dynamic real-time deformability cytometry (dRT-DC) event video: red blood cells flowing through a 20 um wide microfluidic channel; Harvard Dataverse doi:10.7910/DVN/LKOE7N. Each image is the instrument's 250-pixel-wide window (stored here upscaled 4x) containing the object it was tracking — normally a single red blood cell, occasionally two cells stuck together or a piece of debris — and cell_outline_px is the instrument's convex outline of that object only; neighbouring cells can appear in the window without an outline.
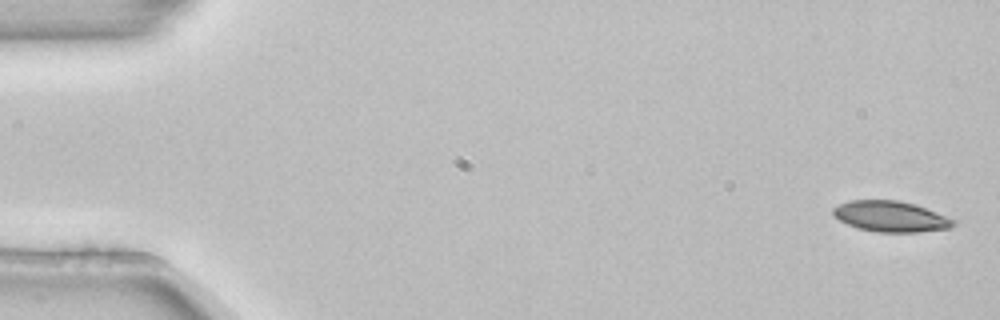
{"species": "common noctule bat (a hibernating species)", "species_latin": "Nyctalus noctula", "temperature_condition": "room temperature", "stored_images_in_passage": 3, "camera_frame_rate_fps": 3000, "um_per_image_px": 0.085, "animal": {"sex": "female", "body_mass_g": 22.7, "forearm_length_mm": 54.2}, "frame": {"image": 1, "passage_image": 1, "time_ms": 0.0, "image_size_px": [1000, 320], "cell_outline_px": [[956, 224], [952, 228], [920, 232], [876, 232], [860, 228], [848, 224], [840, 220], [832, 212], [832, 208], [848, 200], [900, 200], [916, 204], [956, 220]], "centroid_in_image_um": [75.75, 18.39], "position_along_channel_um": 9.2, "area_um2": 21.62}}